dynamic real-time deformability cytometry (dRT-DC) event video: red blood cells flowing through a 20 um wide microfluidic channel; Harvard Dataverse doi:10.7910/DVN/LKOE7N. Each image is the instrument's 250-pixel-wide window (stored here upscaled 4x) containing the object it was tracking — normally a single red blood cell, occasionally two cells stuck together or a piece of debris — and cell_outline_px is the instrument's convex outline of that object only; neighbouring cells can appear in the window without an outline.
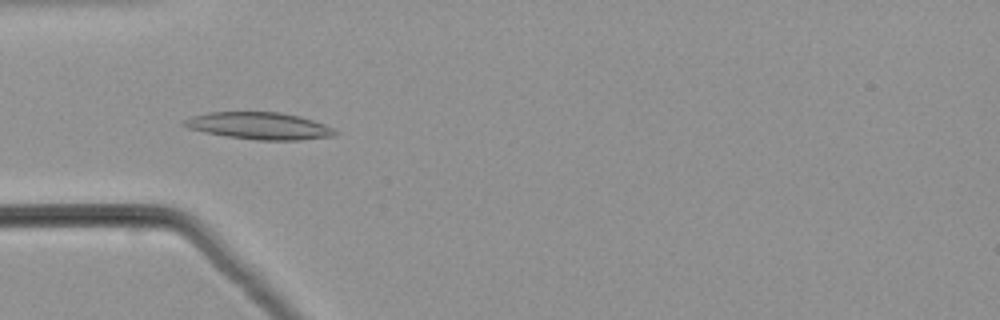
{"species": "common noctule bat (a hibernating species)", "species_latin": "Nyctalus noctula", "temperature_condition": "warm", "stored_images_in_passage": 52, "camera_frame_rate_fps": 3000, "um_per_image_px": 0.085, "animal": {"sex": "male", "body_mass_g": 21.5, "forearm_length_mm": 52.0}, "frame": {"image": 1, "passage_image": 17, "time_ms": 5.333, "image_size_px": [1000, 320], "cell_outline_px": [[340, 132], [336, 136], [300, 140], [256, 140], [228, 136], [204, 132], [188, 128], [180, 124], [184, 120], [192, 116], [208, 112], [280, 112], [300, 116], [324, 124]], "centroid_in_image_um": [22.06, 10.7], "position_along_channel_um": 62.9, "area_um2": 23.87}}
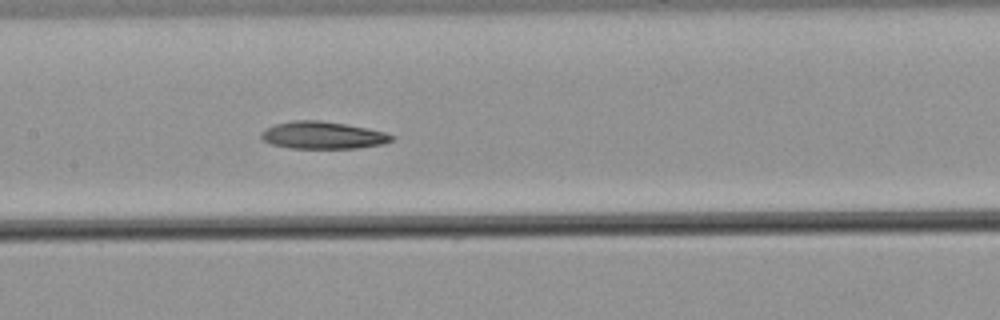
{"frame": {"image": 2, "passage_image": 26, "time_ms": 8.333, "image_size_px": [1000, 320], "cell_outline_px": [[396, 136], [392, 140], [384, 144], [356, 148], [288, 148], [272, 144], [264, 140], [260, 136], [260, 132], [276, 124], [296, 120], [320, 120], [368, 128], [384, 132]], "centroid_in_image_um": [27.46, 11.5], "position_along_channel_um": 179.9, "area_um2": 20.63}}
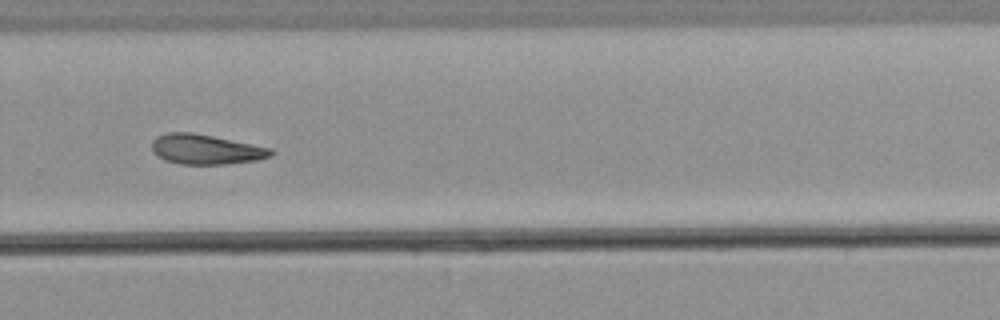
{"frame": {"image": 3, "passage_image": 36, "time_ms": 11.667, "image_size_px": [1000, 320], "cell_outline_px": [[276, 152], [272, 156], [256, 160], [224, 164], [180, 164], [164, 160], [156, 156], [152, 152], [152, 140], [156, 136], [168, 132], [192, 132], [272, 148]], "centroid_in_image_um": [17.47, 12.69], "position_along_channel_um": 312.3, "area_um2": 20.87}}